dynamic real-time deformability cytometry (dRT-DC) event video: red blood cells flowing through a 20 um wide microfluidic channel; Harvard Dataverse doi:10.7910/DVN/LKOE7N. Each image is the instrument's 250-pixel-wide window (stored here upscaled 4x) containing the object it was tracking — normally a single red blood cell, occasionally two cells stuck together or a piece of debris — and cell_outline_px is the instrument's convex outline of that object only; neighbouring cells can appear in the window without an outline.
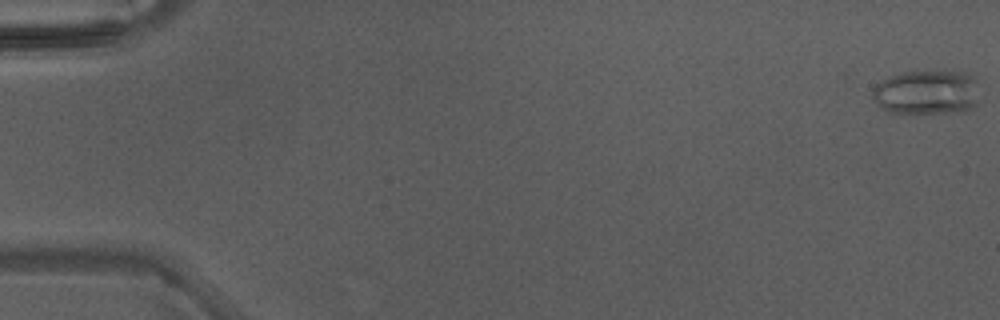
{"species": "Egyptian fruit bat (a non-hibernating species)", "species_latin": "Rousettus aegyptiacus", "temperature_condition": "warm", "stored_images_in_passage": 46, "camera_frame_rate_fps": 3000, "um_per_image_px": 0.085, "animal": {"sex": "male"}, "frame": {"image": 1, "passage_image": 1, "time_ms": 0.0, "image_size_px": [1000, 320], "cell_outline_px": [[976, 104], [972, 108], [964, 112], [892, 116], [880, 108], [872, 96], [872, 88], [880, 80], [888, 76], [904, 72], [964, 72], [972, 76], [976, 80]], "centroid_in_image_um": [78.68, 7.92], "position_along_channel_um": 6.3, "area_um2": 28.67}}
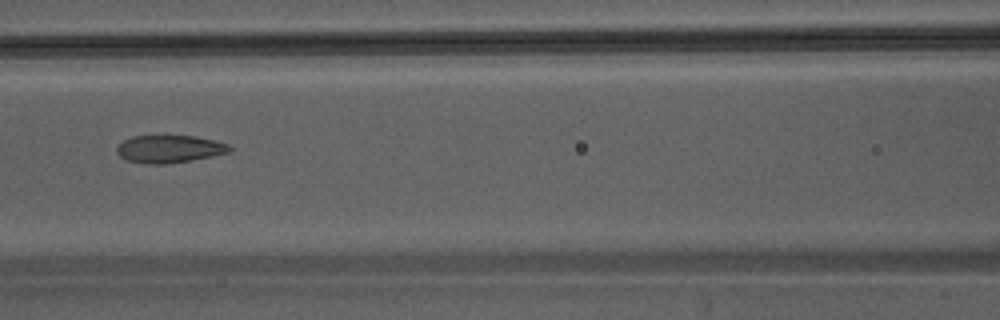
{"frame": {"image": 2, "passage_image": 22, "time_ms": 7.0, "image_size_px": [1000, 320], "cell_outline_px": [[232, 148], [228, 152], [212, 156], [192, 160], [164, 164], [144, 164], [128, 160], [120, 156], [116, 152], [116, 148], [124, 140], [132, 136], [196, 136], [228, 144]], "centroid_in_image_um": [14.38, 12.66], "position_along_channel_um": 152.2, "area_um2": 17.98}}
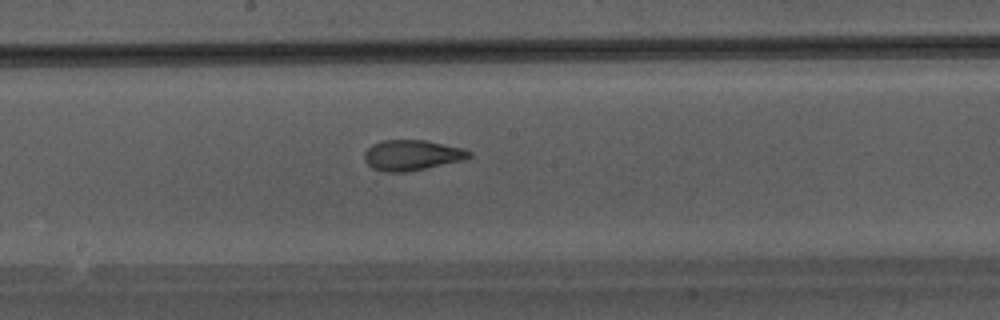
{"frame": {"image": 3, "passage_image": 26, "time_ms": 8.333, "image_size_px": [1000, 320], "cell_outline_px": [[472, 156], [464, 160], [404, 172], [384, 172], [372, 168], [364, 160], [364, 152], [372, 144], [380, 140], [424, 140], [464, 148], [472, 152]], "centroid_in_image_um": [35.0, 13.18], "position_along_channel_um": 213.2, "area_um2": 18.61}}